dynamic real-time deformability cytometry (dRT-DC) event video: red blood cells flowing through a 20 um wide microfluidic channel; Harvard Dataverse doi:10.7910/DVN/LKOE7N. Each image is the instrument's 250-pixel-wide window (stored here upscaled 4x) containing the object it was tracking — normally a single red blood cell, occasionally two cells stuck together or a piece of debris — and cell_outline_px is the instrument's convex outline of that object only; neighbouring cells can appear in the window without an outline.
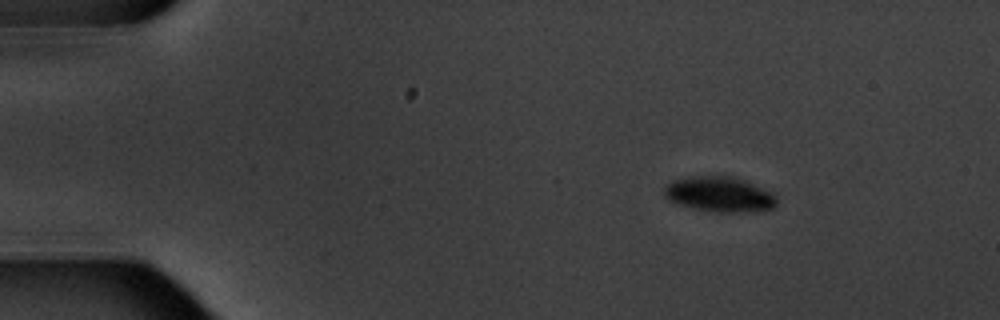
{"species": "common noctule bat (a hibernating species)", "species_latin": "Nyctalus noctula", "temperature_condition": "warm", "stored_images_in_passage": 11, "camera_frame_rate_fps": 3000, "um_per_image_px": 0.085, "animal": {"sex": "male", "body_mass_g": 20.1, "forearm_length_mm": 53.5}, "frame": {"image": 1, "passage_image": 2, "time_ms": 2.333, "image_size_px": [1000, 320], "cell_outline_px": [[776, 204], [772, 208], [736, 212], [720, 212], [692, 208], [676, 204], [668, 200], [664, 196], [664, 188], [672, 180], [692, 176], [732, 176], [744, 180], [776, 192]], "centroid_in_image_um": [61.15, 16.5], "position_along_channel_um": 23.9, "area_um2": 23.12}}